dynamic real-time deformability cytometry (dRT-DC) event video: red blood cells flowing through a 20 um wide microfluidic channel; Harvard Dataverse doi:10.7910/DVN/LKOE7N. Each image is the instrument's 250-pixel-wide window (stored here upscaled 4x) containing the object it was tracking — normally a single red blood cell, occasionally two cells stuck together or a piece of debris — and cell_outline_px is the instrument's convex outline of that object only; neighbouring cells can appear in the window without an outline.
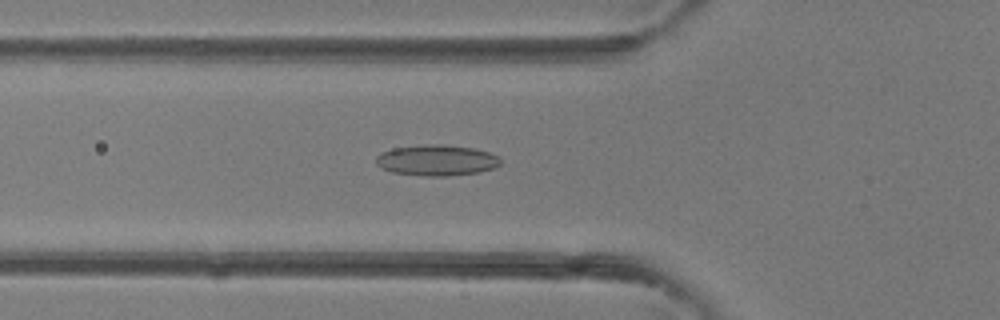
{"species": "common noctule bat (a hibernating species)", "species_latin": "Nyctalus noctula", "temperature_condition": "room temperature", "stored_images_in_passage": 42, "camera_frame_rate_fps": 3000, "um_per_image_px": 0.085, "animal": {"sex": "female"}, "frame": {"image": 1, "passage_image": 15, "time_ms": 4.667, "image_size_px": [1000, 320], "cell_outline_px": [[500, 164], [496, 168], [480, 172], [448, 176], [424, 176], [392, 172], [380, 168], [376, 164], [376, 156], [380, 152], [392, 148], [424, 144], [444, 144], [472, 148], [488, 152], [500, 156]], "centroid_in_image_um": [37.1, 13.62], "position_along_channel_um": 88.7, "area_um2": 22.72}}
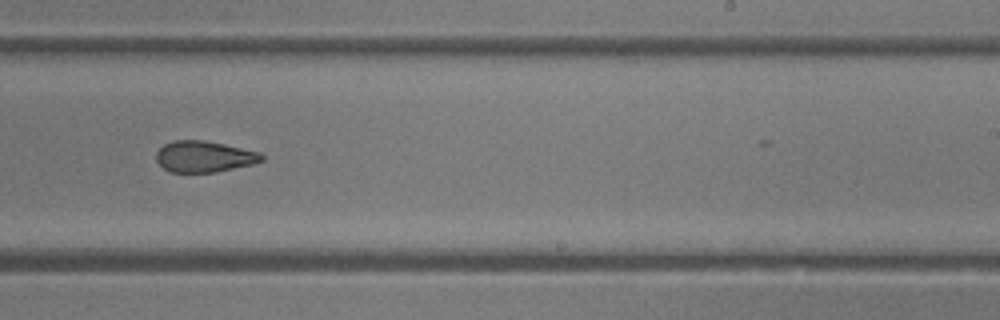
{"frame": {"image": 2, "passage_image": 26, "time_ms": 8.333, "image_size_px": [1000, 320], "cell_outline_px": [[264, 160], [252, 164], [216, 172], [168, 172], [156, 160], [156, 152], [164, 144], [172, 140], [204, 140], [224, 144], [260, 152], [264, 156]], "centroid_in_image_um": [17.34, 13.3], "position_along_channel_um": 271.7, "area_um2": 19.19}}
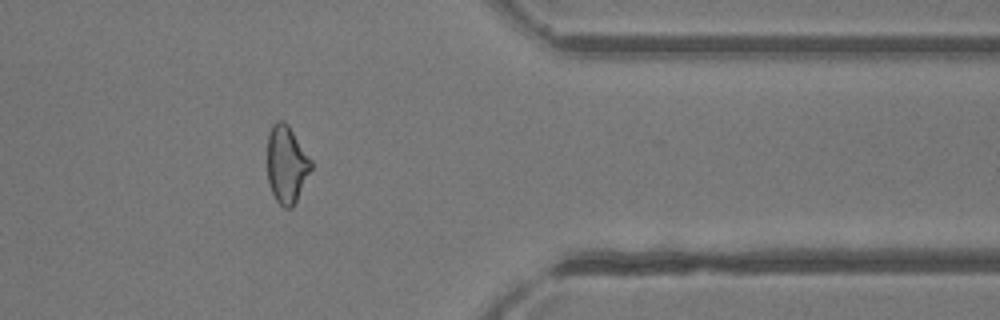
{"frame": {"image": 3, "passage_image": 34, "time_ms": 11.0, "image_size_px": [1000, 320], "cell_outline_px": [[312, 168], [292, 208], [284, 208], [276, 200], [272, 192], [268, 180], [268, 132], [272, 124], [276, 120], [284, 120], [288, 124], [312, 160]], "centroid_in_image_um": [24.36, 13.93], "position_along_channel_um": 387.0, "area_um2": 19.71}}